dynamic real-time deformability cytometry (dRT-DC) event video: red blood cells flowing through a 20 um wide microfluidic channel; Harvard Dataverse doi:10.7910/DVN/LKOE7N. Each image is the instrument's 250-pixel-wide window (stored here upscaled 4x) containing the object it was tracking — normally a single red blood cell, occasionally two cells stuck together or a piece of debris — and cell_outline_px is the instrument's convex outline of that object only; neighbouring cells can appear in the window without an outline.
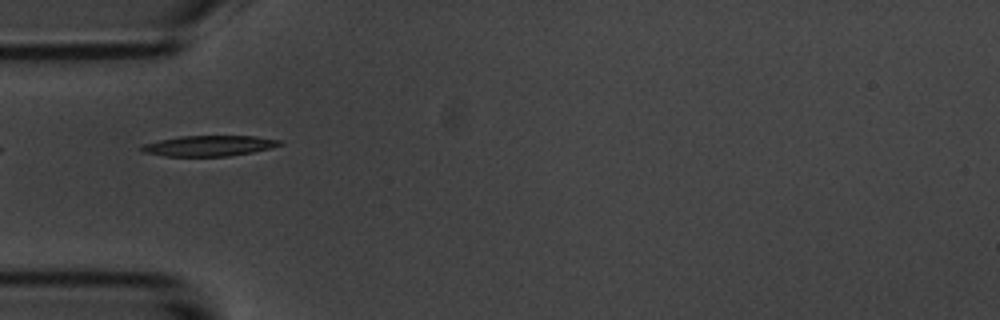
{"species": "common noctule bat (a hibernating species)", "species_latin": "Nyctalus noctula", "temperature_condition": "room temperature", "stored_images_in_passage": 9, "camera_frame_rate_fps": 3000, "um_per_image_px": 0.085, "animal": {"sex": "male", "body_mass_g": 20.1, "forearm_length_mm": 53.5}, "frame": {"image": 1, "passage_image": 3, "time_ms": 2.333, "image_size_px": [1000, 320], "cell_outline_px": [[284, 144], [272, 148], [252, 152], [228, 156], [164, 156], [144, 152], [140, 148], [140, 144], [180, 136], [256, 136], [280, 140]], "centroid_in_image_um": [17.77, 12.39], "position_along_channel_um": 67.2, "area_um2": 16.59}}
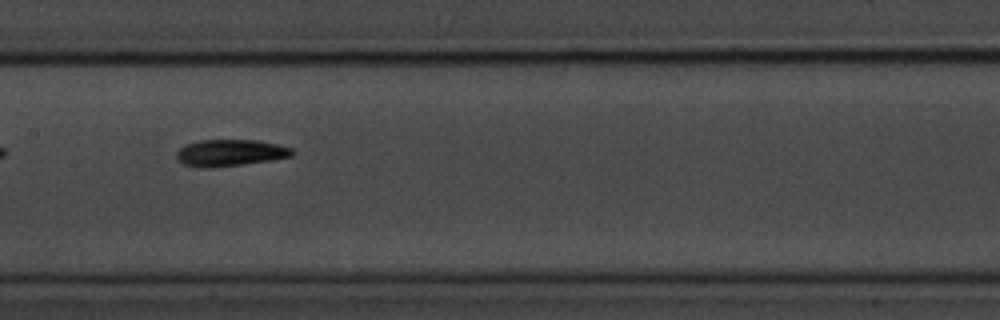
{"frame": {"image": 2, "passage_image": 6, "time_ms": 5.667, "image_size_px": [1000, 320], "cell_outline_px": [[296, 152], [292, 156], [272, 160], [212, 168], [200, 168], [184, 164], [176, 160], [176, 152], [184, 144], [200, 140], [260, 140], [292, 148]], "centroid_in_image_um": [19.55, 12.99], "position_along_channel_um": 187.9, "area_um2": 18.21}}